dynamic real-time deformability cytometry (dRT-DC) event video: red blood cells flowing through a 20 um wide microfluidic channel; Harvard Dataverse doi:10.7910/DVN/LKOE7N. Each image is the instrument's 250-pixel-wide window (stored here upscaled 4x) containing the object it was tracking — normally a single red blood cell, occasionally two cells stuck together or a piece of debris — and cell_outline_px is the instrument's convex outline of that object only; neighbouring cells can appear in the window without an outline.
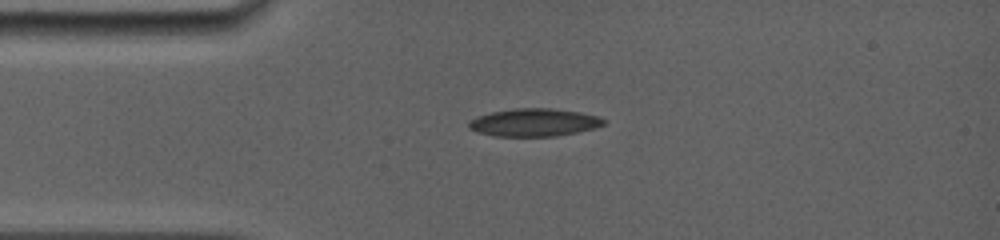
{"species": "common noctule bat (a hibernating species)", "species_latin": "Nyctalus noctula", "temperature_condition": "room temperature", "stored_images_in_passage": 8, "camera_frame_rate_fps": 5000, "um_per_image_px": 0.085, "animal": {"sex": "female", "body_mass_g": 19.0, "forearm_length_mm": 56.7}, "frame": {"image": 1, "passage_image": 1, "time_ms": 0.0, "image_size_px": [1000, 240], "cell_outline_px": [[604, 124], [596, 128], [556, 136], [492, 136], [476, 132], [468, 128], [468, 124], [476, 116], [492, 112], [512, 108], [552, 108], [580, 112], [600, 116], [604, 120]], "centroid_in_image_um": [45.39, 10.4], "position_along_channel_um": 39.6, "area_um2": 21.96}}
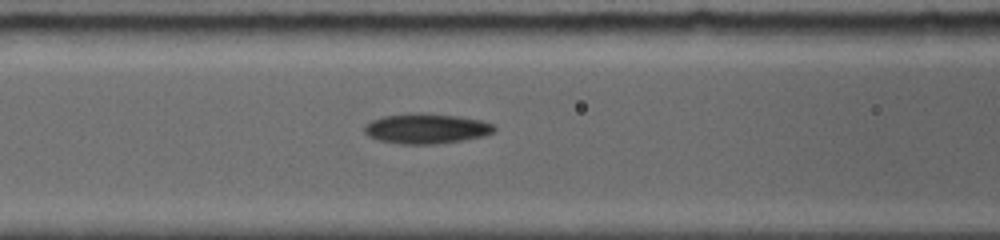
{"frame": {"image": 2, "passage_image": 5, "time_ms": 2.8, "image_size_px": [1000, 240], "cell_outline_px": [[496, 128], [492, 132], [484, 136], [464, 140], [436, 144], [400, 144], [380, 140], [368, 136], [364, 132], [364, 124], [372, 120], [384, 116], [412, 112], [456, 116], [484, 120], [492, 124]], "centroid_in_image_um": [36.23, 10.93], "position_along_channel_um": 130.4, "area_um2": 22.83}}
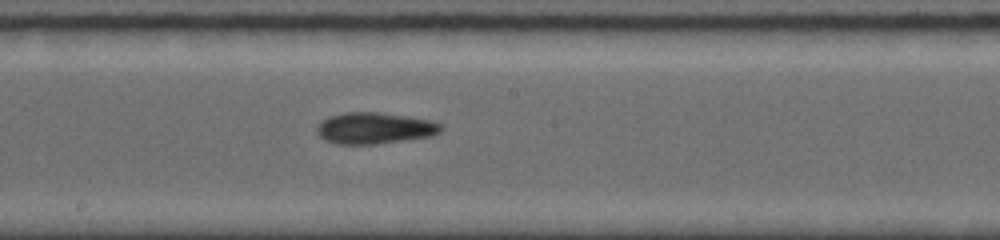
{"frame": {"image": 3, "passage_image": 8, "time_ms": 5.0, "image_size_px": [1000, 240], "cell_outline_px": [[444, 128], [440, 132], [432, 136], [372, 144], [336, 144], [324, 140], [316, 132], [316, 124], [320, 120], [344, 112], [380, 112], [408, 116], [432, 120], [440, 124]], "centroid_in_image_um": [31.82, 10.88], "position_along_channel_um": 216.4, "area_um2": 22.83}}